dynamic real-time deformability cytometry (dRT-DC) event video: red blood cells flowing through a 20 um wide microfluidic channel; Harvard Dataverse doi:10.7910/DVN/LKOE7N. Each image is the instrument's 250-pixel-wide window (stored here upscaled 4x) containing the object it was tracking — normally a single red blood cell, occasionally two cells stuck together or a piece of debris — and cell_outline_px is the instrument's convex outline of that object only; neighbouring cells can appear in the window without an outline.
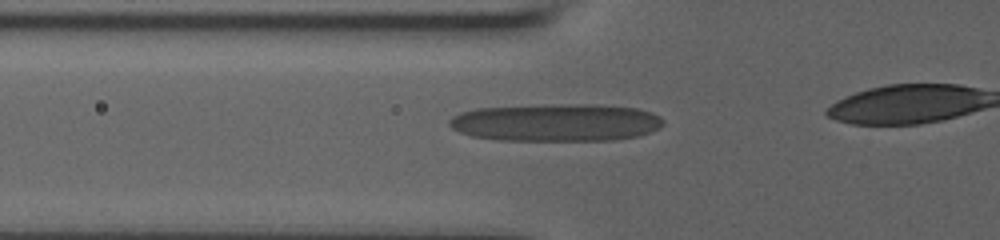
{"species": "human", "species_latin": "Homo sapiens", "temperature_condition": "room temperature", "stored_images_in_passage": 31, "camera_frame_rate_fps": 3000, "um_per_image_px": 0.085, "donor": {"sex": "male"}, "frame": {"image": 1, "passage_image": 12, "time_ms": 5.667, "image_size_px": [1000, 240], "cell_outline_px": [[664, 124], [660, 128], [636, 136], [612, 140], [500, 140], [472, 136], [460, 132], [452, 128], [448, 124], [448, 120], [452, 116], [460, 112], [476, 108], [544, 104], [596, 104], [636, 108], [652, 112], [660, 116], [664, 120]], "centroid_in_image_um": [47.26, 10.4], "position_along_channel_um": 78.5, "area_um2": 47.22}}
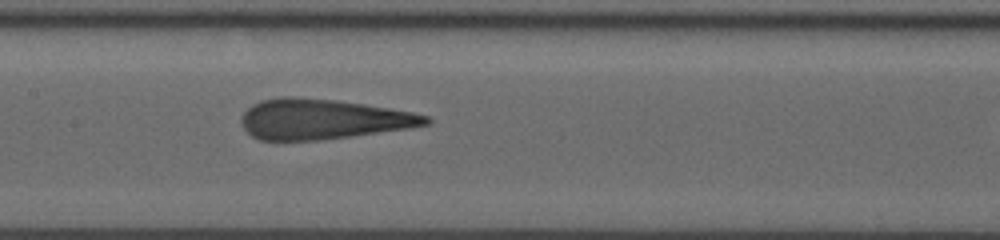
{"frame": {"image": 2, "passage_image": 23, "time_ms": 8.333, "image_size_px": [1000, 240], "cell_outline_px": [[432, 120], [428, 124], [412, 128], [320, 140], [260, 140], [252, 136], [244, 128], [240, 120], [240, 116], [252, 104], [260, 100], [280, 96], [292, 96], [336, 100], [364, 104], [412, 112], [428, 116]], "centroid_in_image_um": [27.41, 10.12], "position_along_channel_um": 180.0, "area_um2": 43.29}}
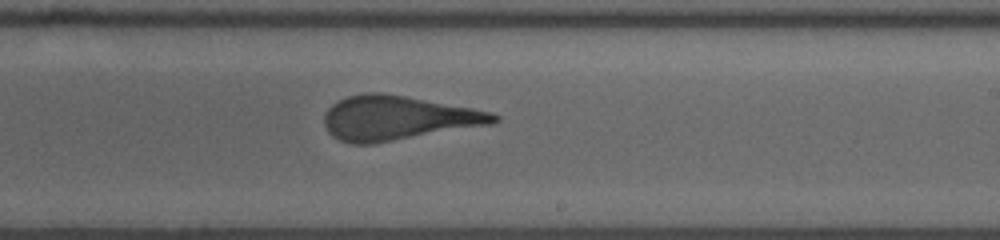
{"frame": {"image": 3, "passage_image": 30, "time_ms": 10.333, "image_size_px": [1000, 240], "cell_outline_px": [[500, 120], [496, 124], [372, 144], [352, 144], [340, 140], [332, 136], [328, 132], [324, 124], [324, 116], [328, 108], [332, 104], [348, 96], [364, 92], [380, 92], [404, 96], [472, 108], [492, 112], [500, 116]], "centroid_in_image_um": [33.83, 10.04], "position_along_channel_um": 255.2, "area_um2": 43.99}}